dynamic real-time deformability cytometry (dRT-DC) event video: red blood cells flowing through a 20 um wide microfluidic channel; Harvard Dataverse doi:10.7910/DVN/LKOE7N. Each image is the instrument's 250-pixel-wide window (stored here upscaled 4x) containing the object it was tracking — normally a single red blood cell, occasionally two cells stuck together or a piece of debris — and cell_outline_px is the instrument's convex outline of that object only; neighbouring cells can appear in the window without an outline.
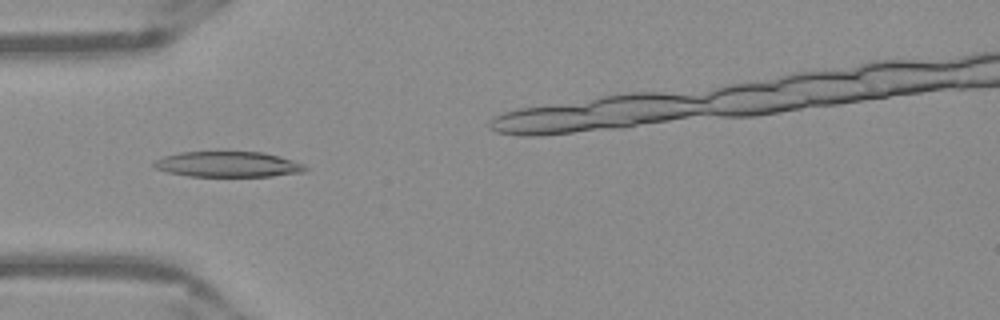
{"species": "Egyptian fruit bat (a non-hibernating species)", "species_latin": "Rousettus aegyptiacus", "temperature_condition": "warm", "stored_images_in_passage": 52, "camera_frame_rate_fps": 3000, "um_per_image_px": 0.085, "frame": {"image": 1, "passage_image": 16, "time_ms": 5.0, "image_size_px": [1000, 320], "cell_outline_px": [[308, 168], [304, 172], [272, 176], [188, 176], [168, 172], [156, 168], [152, 164], [156, 160], [164, 156], [180, 152], [264, 152], [280, 156], [304, 164]], "centroid_in_image_um": [19.41, 13.96], "position_along_channel_um": 65.6, "area_um2": 22.43}}
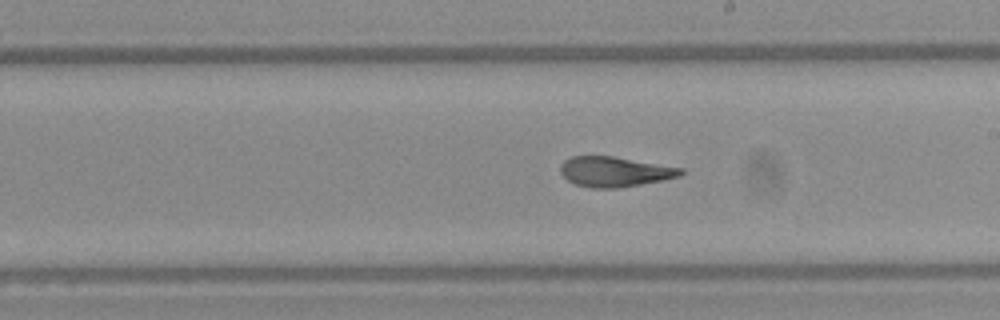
{"frame": {"image": 2, "passage_image": 29, "time_ms": 9.333, "image_size_px": [1000, 320], "cell_outline_px": [[684, 172], [680, 176], [664, 180], [616, 188], [592, 188], [576, 184], [568, 180], [560, 172], [560, 164], [564, 160], [572, 156], [612, 156], [684, 168]], "centroid_in_image_um": [52.25, 14.59], "position_along_channel_um": 236.7, "area_um2": 21.04}}
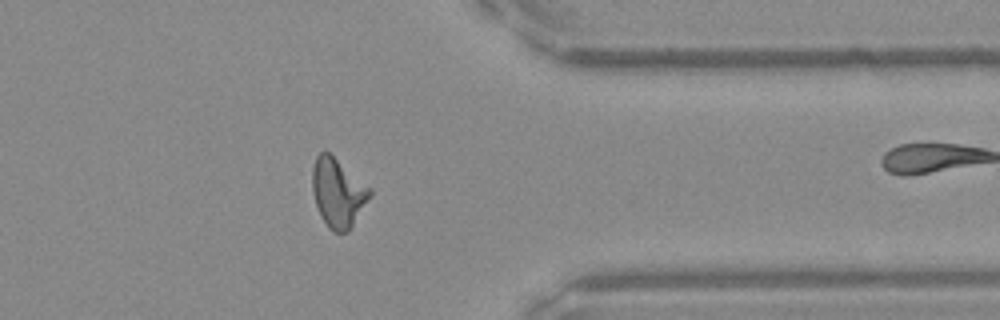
{"frame": {"image": 3, "passage_image": 41, "time_ms": 13.333, "image_size_px": [1000, 320], "cell_outline_px": [[372, 196], [348, 232], [332, 232], [328, 228], [320, 216], [312, 192], [312, 168], [316, 156], [320, 152], [328, 152], [372, 188]], "centroid_in_image_um": [28.73, 16.4], "position_along_channel_um": 382.7, "area_um2": 23.24}, "authors_computed_cell_mechanics": {"area_um2": 21.9929, "velocity_mm_per_s": 3.945, "shape_relaxation_time_tau1_ms": 5.4108, "shape_relaxation_time_tau2_ms": 1.9388, "deformation_change_tau1": 0.2146, "deformation_change_tau2": 0.1219}}